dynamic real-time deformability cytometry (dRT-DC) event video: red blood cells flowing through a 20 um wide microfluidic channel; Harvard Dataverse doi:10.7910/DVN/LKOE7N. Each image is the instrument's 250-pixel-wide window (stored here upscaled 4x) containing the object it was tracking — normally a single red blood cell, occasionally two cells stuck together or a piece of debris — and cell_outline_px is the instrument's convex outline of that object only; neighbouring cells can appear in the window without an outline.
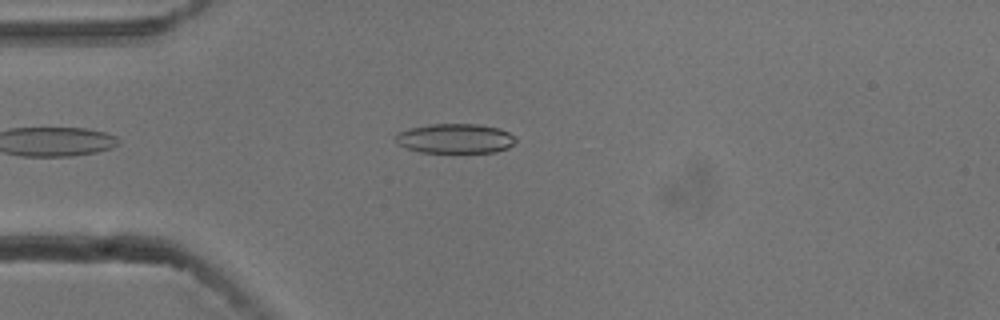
{"species": "common noctule bat (a hibernating species)", "species_latin": "Nyctalus noctula", "temperature_condition": "cold", "stored_images_in_passage": 21, "camera_frame_rate_fps": 3000, "um_per_image_px": 0.085, "animal": {"sex": "male", "body_mass_g": 13.3}, "frame": {"image": 1, "passage_image": 7, "time_ms": 2.0, "image_size_px": [1000, 320], "cell_outline_px": [[516, 140], [508, 148], [496, 152], [420, 152], [408, 148], [400, 144], [396, 140], [396, 132], [408, 128], [428, 124], [480, 124], [500, 128], [508, 132]], "centroid_in_image_um": [38.68, 11.76], "position_along_channel_um": 46.3, "area_um2": 20.69}}
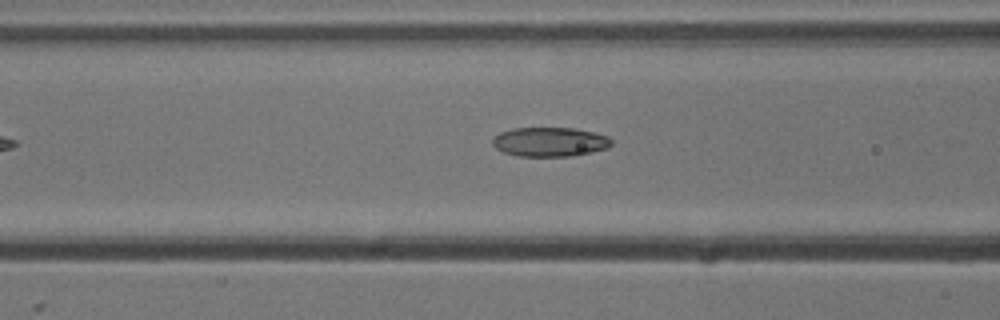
{"frame": {"image": 2, "passage_image": 14, "time_ms": 4.333, "image_size_px": [1000, 320], "cell_outline_px": [[612, 144], [608, 148], [592, 152], [572, 156], [516, 156], [504, 152], [496, 148], [492, 144], [492, 136], [500, 132], [512, 128], [576, 128], [608, 136], [612, 140]], "centroid_in_image_um": [46.72, 12.06], "position_along_channel_um": 119.9, "area_um2": 20.46}}
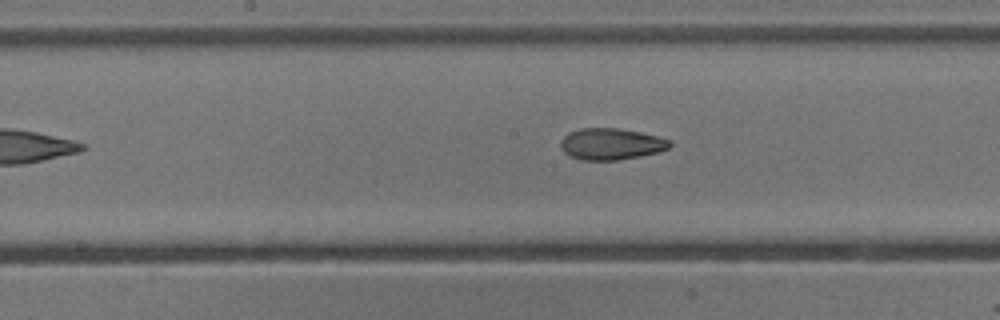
{"frame": {"image": 3, "passage_image": 20, "time_ms": 6.333, "image_size_px": [1000, 320], "cell_outline_px": [[672, 144], [668, 148], [656, 152], [640, 156], [616, 160], [580, 160], [564, 152], [560, 148], [560, 140], [568, 132], [580, 128], [616, 128], [640, 132], [672, 140]], "centroid_in_image_um": [51.91, 12.23], "position_along_channel_um": 196.3, "area_um2": 20.0}}